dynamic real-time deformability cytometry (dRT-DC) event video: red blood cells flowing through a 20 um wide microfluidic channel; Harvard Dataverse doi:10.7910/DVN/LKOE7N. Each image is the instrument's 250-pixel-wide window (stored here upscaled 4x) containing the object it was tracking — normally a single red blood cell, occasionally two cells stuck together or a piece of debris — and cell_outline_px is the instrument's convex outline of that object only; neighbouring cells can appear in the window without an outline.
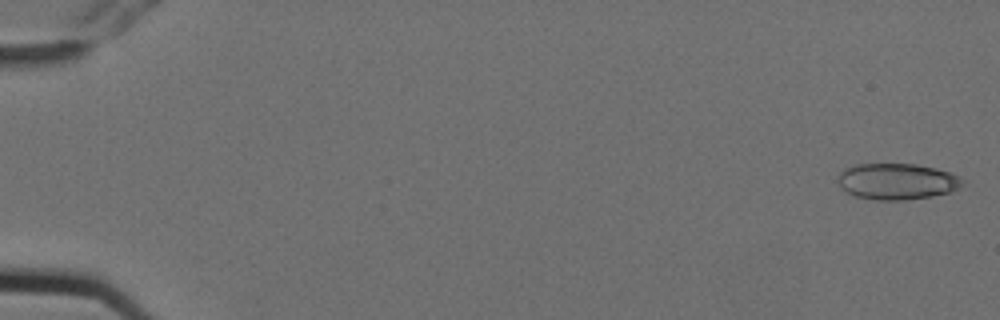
{"species": "Egyptian fruit bat (a non-hibernating species)", "species_latin": "Rousettus aegyptiacus", "temperature_condition": "cold", "stored_images_in_passage": 7, "camera_frame_rate_fps": 3000, "um_per_image_px": 0.085, "animal": {"sex": "female"}, "frame": {"image": 1, "passage_image": 1, "time_ms": 0.0, "image_size_px": [1000, 320], "cell_outline_px": [[964, 180], [960, 188], [948, 192], [932, 196], [908, 200], [876, 200], [856, 196], [848, 192], [840, 184], [840, 172], [844, 168], [856, 164], [916, 164], [936, 168], [960, 176]], "centroid_in_image_um": [76.29, 15.42], "position_along_channel_um": 8.7, "area_um2": 26.13}}
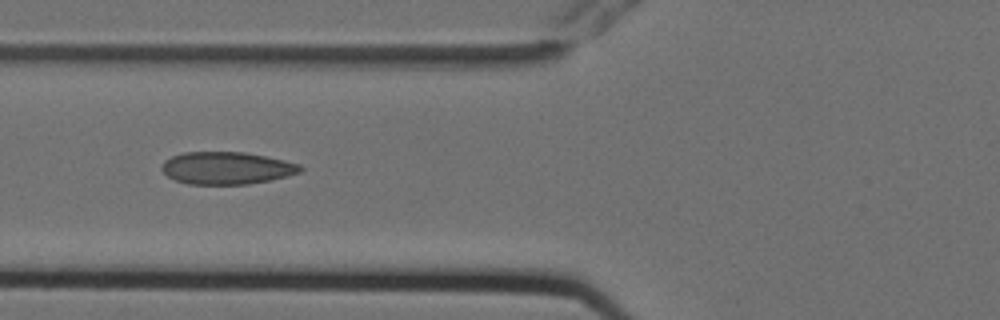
{"frame": {"image": 2, "passage_image": 7, "time_ms": 2.0, "image_size_px": [1000, 320], "cell_outline_px": [[304, 168], [300, 172], [288, 176], [248, 184], [188, 184], [176, 180], [168, 176], [160, 168], [164, 160], [172, 156], [184, 152], [244, 152], [284, 160], [300, 164]], "centroid_in_image_um": [19.26, 14.28], "position_along_channel_um": 106.5, "area_um2": 26.07}}